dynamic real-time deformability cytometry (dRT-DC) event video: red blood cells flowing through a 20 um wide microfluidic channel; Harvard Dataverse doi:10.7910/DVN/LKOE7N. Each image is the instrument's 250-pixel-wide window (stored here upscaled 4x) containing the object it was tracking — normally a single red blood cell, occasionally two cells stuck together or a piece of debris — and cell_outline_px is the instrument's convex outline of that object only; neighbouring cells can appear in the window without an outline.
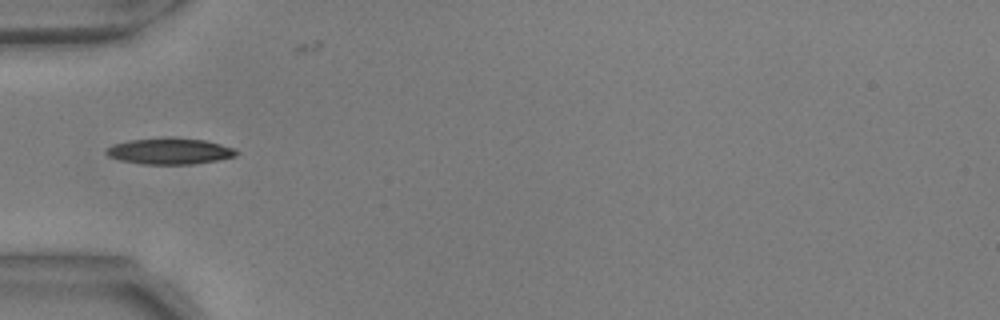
{"species": "common noctule bat (a hibernating species)", "species_latin": "Nyctalus noctula", "temperature_condition": "warm", "stored_images_in_passage": 37, "camera_frame_rate_fps": 3000, "um_per_image_px": 0.085, "animal": {"sex": "male", "body_mass_g": 17.9, "forearm_length_mm": 54.2}, "frame": {"image": 1, "passage_image": 1, "time_ms": 0.0, "image_size_px": [1000, 320], "cell_outline_px": [[240, 152], [236, 156], [216, 160], [192, 164], [144, 164], [120, 160], [108, 156], [104, 152], [112, 144], [132, 140], [172, 136], [204, 140], [236, 148]], "centroid_in_image_um": [14.45, 12.83], "position_along_channel_um": 70.6, "area_um2": 20.0}}
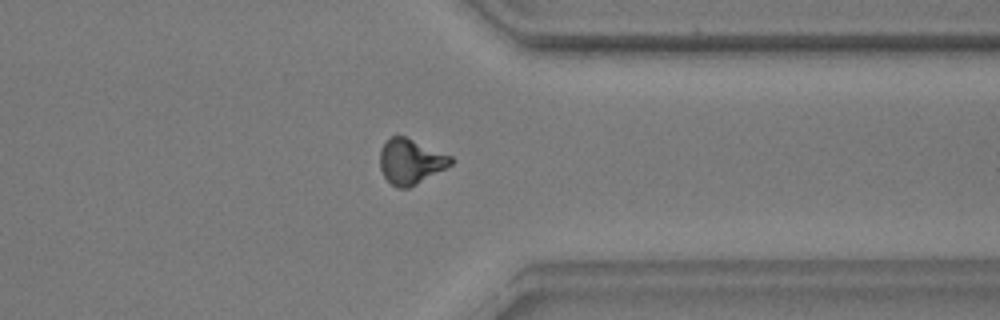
{"frame": {"image": 2, "passage_image": 26, "time_ms": 8.333, "image_size_px": [1000, 320], "cell_outline_px": [[452, 164], [416, 184], [408, 188], [396, 188], [384, 176], [380, 168], [380, 148], [392, 136], [404, 136], [452, 156]], "centroid_in_image_um": [34.88, 13.73], "position_along_channel_um": 376.5, "area_um2": 18.32}}
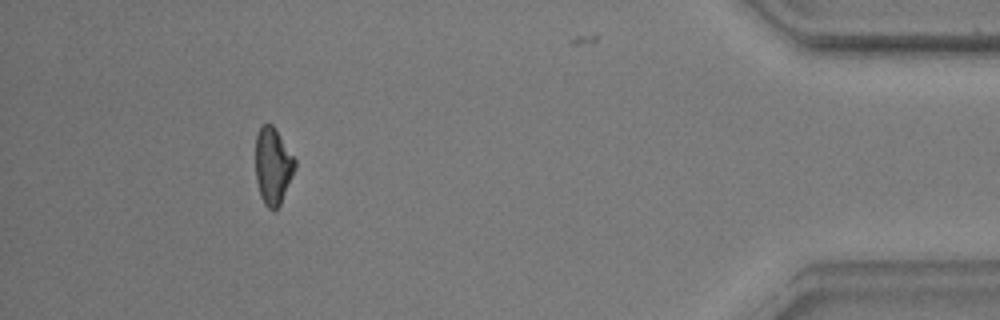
{"frame": {"image": 3, "passage_image": 33, "time_ms": 10.667, "image_size_px": [1000, 320], "cell_outline_px": [[296, 168], [280, 204], [272, 212], [264, 204], [260, 196], [256, 180], [256, 136], [260, 128], [264, 124], [272, 124], [276, 128], [296, 160]], "centroid_in_image_um": [23.2, 14.11], "position_along_channel_um": 412.0, "area_um2": 17.69}, "authors_computed_cell_mechanics": {"area_um2": 18.3804, "velocity_mm_per_s": 3.6969, "shape_relaxation_time_tau1_ms": 6.8789, "shape_relaxation_time_tau2_ms": 2.8906, "deformation_change_tau1": 0.2186, "deformation_change_tau2": 0.0969}}